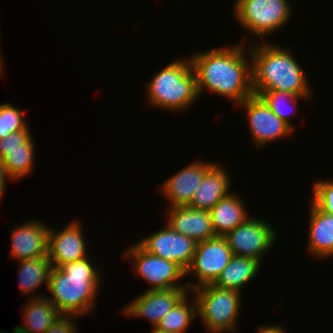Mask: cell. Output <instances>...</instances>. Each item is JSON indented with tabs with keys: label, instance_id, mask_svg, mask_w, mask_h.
I'll use <instances>...</instances> for the list:
<instances>
[{
	"label": "cell",
	"instance_id": "obj_31",
	"mask_svg": "<svg viewBox=\"0 0 333 333\" xmlns=\"http://www.w3.org/2000/svg\"><path fill=\"white\" fill-rule=\"evenodd\" d=\"M151 333H176V332H171V331H166V330H160L158 328H154L152 329Z\"/></svg>",
	"mask_w": 333,
	"mask_h": 333
},
{
	"label": "cell",
	"instance_id": "obj_3",
	"mask_svg": "<svg viewBox=\"0 0 333 333\" xmlns=\"http://www.w3.org/2000/svg\"><path fill=\"white\" fill-rule=\"evenodd\" d=\"M90 260L85 257L51 269L47 289L53 297L47 298L63 316L78 317L95 308L101 274Z\"/></svg>",
	"mask_w": 333,
	"mask_h": 333
},
{
	"label": "cell",
	"instance_id": "obj_20",
	"mask_svg": "<svg viewBox=\"0 0 333 333\" xmlns=\"http://www.w3.org/2000/svg\"><path fill=\"white\" fill-rule=\"evenodd\" d=\"M243 200L239 194L231 192L209 210L212 227L216 236H225L248 217Z\"/></svg>",
	"mask_w": 333,
	"mask_h": 333
},
{
	"label": "cell",
	"instance_id": "obj_26",
	"mask_svg": "<svg viewBox=\"0 0 333 333\" xmlns=\"http://www.w3.org/2000/svg\"><path fill=\"white\" fill-rule=\"evenodd\" d=\"M21 109L10 103L0 104V139L28 127Z\"/></svg>",
	"mask_w": 333,
	"mask_h": 333
},
{
	"label": "cell",
	"instance_id": "obj_18",
	"mask_svg": "<svg viewBox=\"0 0 333 333\" xmlns=\"http://www.w3.org/2000/svg\"><path fill=\"white\" fill-rule=\"evenodd\" d=\"M217 165V163L205 174L202 183L198 186L194 196L188 205L191 208L199 210H210L221 199L228 196L230 176L226 168Z\"/></svg>",
	"mask_w": 333,
	"mask_h": 333
},
{
	"label": "cell",
	"instance_id": "obj_16",
	"mask_svg": "<svg viewBox=\"0 0 333 333\" xmlns=\"http://www.w3.org/2000/svg\"><path fill=\"white\" fill-rule=\"evenodd\" d=\"M42 221L30 220L11 232V255L17 260L48 256L49 227Z\"/></svg>",
	"mask_w": 333,
	"mask_h": 333
},
{
	"label": "cell",
	"instance_id": "obj_17",
	"mask_svg": "<svg viewBox=\"0 0 333 333\" xmlns=\"http://www.w3.org/2000/svg\"><path fill=\"white\" fill-rule=\"evenodd\" d=\"M166 223L196 243L216 237L208 210L194 209L189 206H176L167 210Z\"/></svg>",
	"mask_w": 333,
	"mask_h": 333
},
{
	"label": "cell",
	"instance_id": "obj_10",
	"mask_svg": "<svg viewBox=\"0 0 333 333\" xmlns=\"http://www.w3.org/2000/svg\"><path fill=\"white\" fill-rule=\"evenodd\" d=\"M146 252L175 262L184 271L190 266L197 243L176 232L167 223L164 228L136 242Z\"/></svg>",
	"mask_w": 333,
	"mask_h": 333
},
{
	"label": "cell",
	"instance_id": "obj_1",
	"mask_svg": "<svg viewBox=\"0 0 333 333\" xmlns=\"http://www.w3.org/2000/svg\"><path fill=\"white\" fill-rule=\"evenodd\" d=\"M246 48V44L241 41V44L201 51L190 57L199 97L207 89L213 94L231 99L238 106L254 95L251 56L249 48Z\"/></svg>",
	"mask_w": 333,
	"mask_h": 333
},
{
	"label": "cell",
	"instance_id": "obj_32",
	"mask_svg": "<svg viewBox=\"0 0 333 333\" xmlns=\"http://www.w3.org/2000/svg\"><path fill=\"white\" fill-rule=\"evenodd\" d=\"M0 333H7V332H5V331H0ZM12 333H30V332H27V331H24V330H22V329H18L17 327H15L14 329H13V332Z\"/></svg>",
	"mask_w": 333,
	"mask_h": 333
},
{
	"label": "cell",
	"instance_id": "obj_24",
	"mask_svg": "<svg viewBox=\"0 0 333 333\" xmlns=\"http://www.w3.org/2000/svg\"><path fill=\"white\" fill-rule=\"evenodd\" d=\"M190 291L187 292L158 323L156 328L176 333H186L187 327L196 319L197 302L193 296V306L189 304Z\"/></svg>",
	"mask_w": 333,
	"mask_h": 333
},
{
	"label": "cell",
	"instance_id": "obj_13",
	"mask_svg": "<svg viewBox=\"0 0 333 333\" xmlns=\"http://www.w3.org/2000/svg\"><path fill=\"white\" fill-rule=\"evenodd\" d=\"M215 164L214 162H205L198 159L162 183L160 191L170 203L167 209L176 206H188L205 174Z\"/></svg>",
	"mask_w": 333,
	"mask_h": 333
},
{
	"label": "cell",
	"instance_id": "obj_33",
	"mask_svg": "<svg viewBox=\"0 0 333 333\" xmlns=\"http://www.w3.org/2000/svg\"><path fill=\"white\" fill-rule=\"evenodd\" d=\"M1 37V36H0ZM1 43V42H0ZM1 47V46H0ZM3 58H2V54H1V48H0V74L3 73Z\"/></svg>",
	"mask_w": 333,
	"mask_h": 333
},
{
	"label": "cell",
	"instance_id": "obj_22",
	"mask_svg": "<svg viewBox=\"0 0 333 333\" xmlns=\"http://www.w3.org/2000/svg\"><path fill=\"white\" fill-rule=\"evenodd\" d=\"M261 264L253 257L234 255L213 285L220 289L241 292V289L257 276Z\"/></svg>",
	"mask_w": 333,
	"mask_h": 333
},
{
	"label": "cell",
	"instance_id": "obj_7",
	"mask_svg": "<svg viewBox=\"0 0 333 333\" xmlns=\"http://www.w3.org/2000/svg\"><path fill=\"white\" fill-rule=\"evenodd\" d=\"M233 256L224 236L197 243L192 262L185 271V276L194 273L197 283L193 280L186 282L188 290L191 292L200 286L213 284Z\"/></svg>",
	"mask_w": 333,
	"mask_h": 333
},
{
	"label": "cell",
	"instance_id": "obj_23",
	"mask_svg": "<svg viewBox=\"0 0 333 333\" xmlns=\"http://www.w3.org/2000/svg\"><path fill=\"white\" fill-rule=\"evenodd\" d=\"M18 279L22 295H28L46 283L48 287L49 275L52 269L48 256H41L20 260Z\"/></svg>",
	"mask_w": 333,
	"mask_h": 333
},
{
	"label": "cell",
	"instance_id": "obj_9",
	"mask_svg": "<svg viewBox=\"0 0 333 333\" xmlns=\"http://www.w3.org/2000/svg\"><path fill=\"white\" fill-rule=\"evenodd\" d=\"M271 225L265 219L249 216L224 237L233 255L253 257L262 262L264 253L269 252L277 240V231Z\"/></svg>",
	"mask_w": 333,
	"mask_h": 333
},
{
	"label": "cell",
	"instance_id": "obj_19",
	"mask_svg": "<svg viewBox=\"0 0 333 333\" xmlns=\"http://www.w3.org/2000/svg\"><path fill=\"white\" fill-rule=\"evenodd\" d=\"M310 204L308 249L317 258L333 256V216Z\"/></svg>",
	"mask_w": 333,
	"mask_h": 333
},
{
	"label": "cell",
	"instance_id": "obj_8",
	"mask_svg": "<svg viewBox=\"0 0 333 333\" xmlns=\"http://www.w3.org/2000/svg\"><path fill=\"white\" fill-rule=\"evenodd\" d=\"M127 249L124 256L135 262L134 271L151 285L147 291L187 287L186 283L180 284V280L186 277L185 271L175 262L152 255L137 243Z\"/></svg>",
	"mask_w": 333,
	"mask_h": 333
},
{
	"label": "cell",
	"instance_id": "obj_21",
	"mask_svg": "<svg viewBox=\"0 0 333 333\" xmlns=\"http://www.w3.org/2000/svg\"><path fill=\"white\" fill-rule=\"evenodd\" d=\"M38 294L28 299L24 304V325L16 326L18 329L30 333H45L63 315L53 303L45 296Z\"/></svg>",
	"mask_w": 333,
	"mask_h": 333
},
{
	"label": "cell",
	"instance_id": "obj_5",
	"mask_svg": "<svg viewBox=\"0 0 333 333\" xmlns=\"http://www.w3.org/2000/svg\"><path fill=\"white\" fill-rule=\"evenodd\" d=\"M197 302V314L210 333L232 332L237 329L241 292L220 289L213 284L200 286L192 292Z\"/></svg>",
	"mask_w": 333,
	"mask_h": 333
},
{
	"label": "cell",
	"instance_id": "obj_29",
	"mask_svg": "<svg viewBox=\"0 0 333 333\" xmlns=\"http://www.w3.org/2000/svg\"><path fill=\"white\" fill-rule=\"evenodd\" d=\"M9 178L12 180L11 177L7 174L2 158H0V200L4 194V189L6 188V180Z\"/></svg>",
	"mask_w": 333,
	"mask_h": 333
},
{
	"label": "cell",
	"instance_id": "obj_11",
	"mask_svg": "<svg viewBox=\"0 0 333 333\" xmlns=\"http://www.w3.org/2000/svg\"><path fill=\"white\" fill-rule=\"evenodd\" d=\"M238 105L245 108L251 138L257 147H263L275 140L288 137L294 132L288 124L273 113L259 96L253 95Z\"/></svg>",
	"mask_w": 333,
	"mask_h": 333
},
{
	"label": "cell",
	"instance_id": "obj_12",
	"mask_svg": "<svg viewBox=\"0 0 333 333\" xmlns=\"http://www.w3.org/2000/svg\"><path fill=\"white\" fill-rule=\"evenodd\" d=\"M29 130L27 127L0 139V158L12 180L23 179L35 166V141Z\"/></svg>",
	"mask_w": 333,
	"mask_h": 333
},
{
	"label": "cell",
	"instance_id": "obj_4",
	"mask_svg": "<svg viewBox=\"0 0 333 333\" xmlns=\"http://www.w3.org/2000/svg\"><path fill=\"white\" fill-rule=\"evenodd\" d=\"M147 102L169 112L188 109L199 97L196 75L190 58L180 59L160 69L146 84Z\"/></svg>",
	"mask_w": 333,
	"mask_h": 333
},
{
	"label": "cell",
	"instance_id": "obj_28",
	"mask_svg": "<svg viewBox=\"0 0 333 333\" xmlns=\"http://www.w3.org/2000/svg\"><path fill=\"white\" fill-rule=\"evenodd\" d=\"M74 316H62L45 333H77L73 319Z\"/></svg>",
	"mask_w": 333,
	"mask_h": 333
},
{
	"label": "cell",
	"instance_id": "obj_6",
	"mask_svg": "<svg viewBox=\"0 0 333 333\" xmlns=\"http://www.w3.org/2000/svg\"><path fill=\"white\" fill-rule=\"evenodd\" d=\"M233 7L238 23L250 35L261 39L282 28L292 14L288 0H235Z\"/></svg>",
	"mask_w": 333,
	"mask_h": 333
},
{
	"label": "cell",
	"instance_id": "obj_14",
	"mask_svg": "<svg viewBox=\"0 0 333 333\" xmlns=\"http://www.w3.org/2000/svg\"><path fill=\"white\" fill-rule=\"evenodd\" d=\"M188 287H175L165 290H145V292L124 307L127 317L148 318L154 328L173 306L187 293Z\"/></svg>",
	"mask_w": 333,
	"mask_h": 333
},
{
	"label": "cell",
	"instance_id": "obj_25",
	"mask_svg": "<svg viewBox=\"0 0 333 333\" xmlns=\"http://www.w3.org/2000/svg\"><path fill=\"white\" fill-rule=\"evenodd\" d=\"M259 97L265 102V104L273 111V113L288 124L292 129L293 124L291 122L290 115L295 111L296 112V102L299 99L303 100H311V97H298L289 92L284 91H265L262 92ZM287 105V106H286ZM290 107L292 110L288 111L287 107ZM286 107V108H285ZM288 107V108H289ZM289 108V109H290ZM287 109V110H285Z\"/></svg>",
	"mask_w": 333,
	"mask_h": 333
},
{
	"label": "cell",
	"instance_id": "obj_15",
	"mask_svg": "<svg viewBox=\"0 0 333 333\" xmlns=\"http://www.w3.org/2000/svg\"><path fill=\"white\" fill-rule=\"evenodd\" d=\"M54 230L49 229L48 243V257L52 267H59L88 257L87 242L78 221H72L61 231Z\"/></svg>",
	"mask_w": 333,
	"mask_h": 333
},
{
	"label": "cell",
	"instance_id": "obj_27",
	"mask_svg": "<svg viewBox=\"0 0 333 333\" xmlns=\"http://www.w3.org/2000/svg\"><path fill=\"white\" fill-rule=\"evenodd\" d=\"M311 200L321 211L333 216V180L316 181Z\"/></svg>",
	"mask_w": 333,
	"mask_h": 333
},
{
	"label": "cell",
	"instance_id": "obj_30",
	"mask_svg": "<svg viewBox=\"0 0 333 333\" xmlns=\"http://www.w3.org/2000/svg\"><path fill=\"white\" fill-rule=\"evenodd\" d=\"M257 333H287L286 330L282 326L278 325H266L260 326L257 329Z\"/></svg>",
	"mask_w": 333,
	"mask_h": 333
},
{
	"label": "cell",
	"instance_id": "obj_2",
	"mask_svg": "<svg viewBox=\"0 0 333 333\" xmlns=\"http://www.w3.org/2000/svg\"><path fill=\"white\" fill-rule=\"evenodd\" d=\"M249 52L254 95L276 90L298 97H312L307 77L291 50L263 41L252 45Z\"/></svg>",
	"mask_w": 333,
	"mask_h": 333
}]
</instances>
